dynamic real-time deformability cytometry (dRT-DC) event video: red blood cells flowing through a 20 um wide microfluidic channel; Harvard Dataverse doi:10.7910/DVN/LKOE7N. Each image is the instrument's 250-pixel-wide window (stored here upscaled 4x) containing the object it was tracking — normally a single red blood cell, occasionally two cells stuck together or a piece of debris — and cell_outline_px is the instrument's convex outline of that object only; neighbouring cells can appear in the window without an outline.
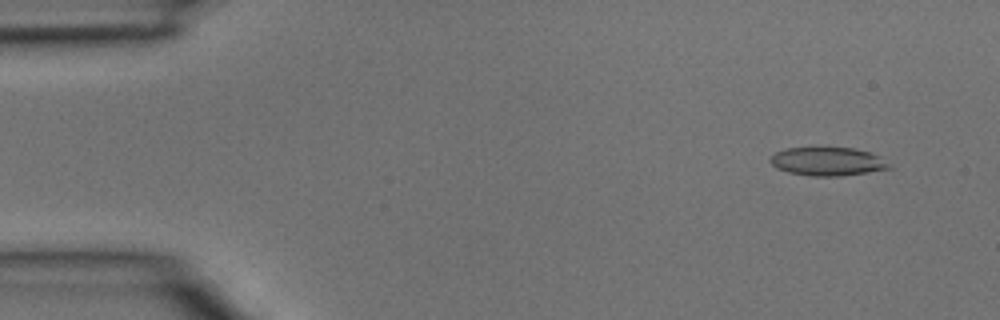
{"species": "common noctule bat (a hibernating species)", "species_latin": "Nyctalus noctula", "temperature_condition": "room temperature", "stored_images_in_passage": 3, "camera_frame_rate_fps": 3000, "um_per_image_px": 0.085, "animal": {"sex": "male", "body_mass_g": 15.6}, "frame": {"image": 1, "passage_image": 1, "time_ms": 0.0, "image_size_px": [1000, 320], "cell_outline_px": [[892, 168], [868, 172], [840, 176], [812, 176], [788, 172], [776, 168], [768, 160], [776, 152], [784, 148], [856, 148], [872, 152], [888, 164]], "centroid_in_image_um": [70.32, 13.72], "position_along_channel_um": 14.7, "area_um2": 19.59}}